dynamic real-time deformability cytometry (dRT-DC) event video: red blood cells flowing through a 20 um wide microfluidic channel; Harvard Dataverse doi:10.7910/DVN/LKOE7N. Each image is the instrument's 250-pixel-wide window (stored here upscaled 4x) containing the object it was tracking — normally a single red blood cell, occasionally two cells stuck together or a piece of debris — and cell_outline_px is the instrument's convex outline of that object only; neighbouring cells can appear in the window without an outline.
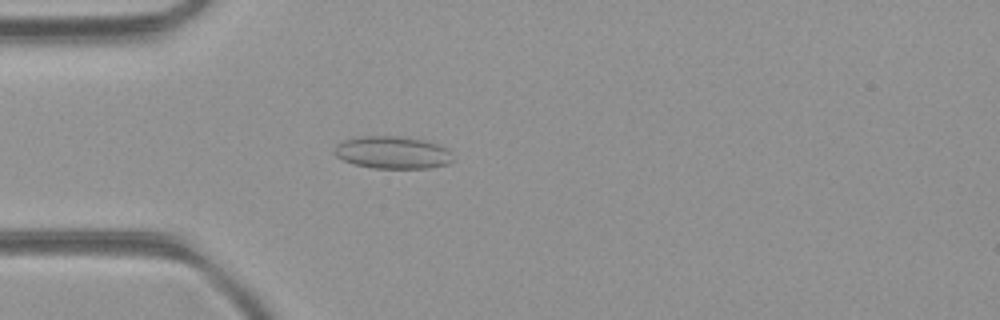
{"species": "common noctule bat (a hibernating species)", "species_latin": "Nyctalus noctula", "temperature_condition": "room temperature", "stored_images_in_passage": 52, "camera_frame_rate_fps": 3000, "um_per_image_px": 0.085, "animal": {"sex": "female", "body_mass_g": 21.9}, "frame": {"image": 1, "passage_image": 14, "time_ms": 4.333, "image_size_px": [1000, 320], "cell_outline_px": [[456, 160], [448, 164], [428, 168], [372, 168], [352, 164], [336, 156], [332, 152], [332, 148], [336, 144], [344, 140], [360, 136], [396, 136], [424, 140], [436, 144], [444, 148]], "centroid_in_image_um": [33.31, 12.97], "position_along_channel_um": 51.7, "area_um2": 22.48}}
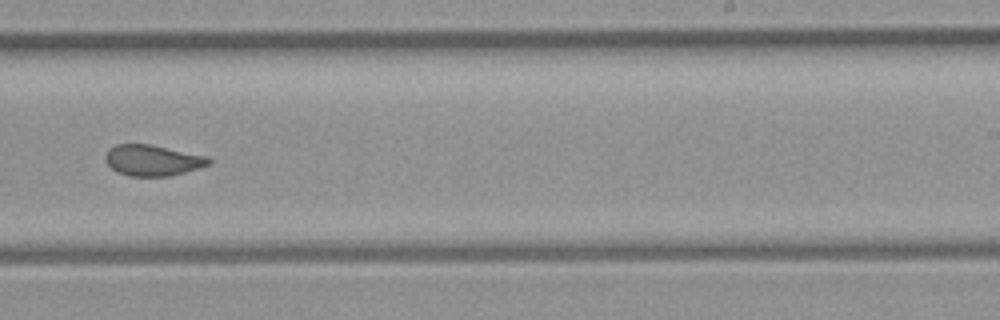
{"frame": {"image": 2, "passage_image": 32, "time_ms": 10.333, "image_size_px": [1000, 320], "cell_outline_px": [[212, 164], [200, 168], [168, 176], [128, 176], [116, 172], [104, 160], [104, 156], [108, 148], [116, 144], [152, 144], [208, 156], [212, 160]], "centroid_in_image_um": [12.98, 13.62], "position_along_channel_um": 276.0, "area_um2": 18.96}}
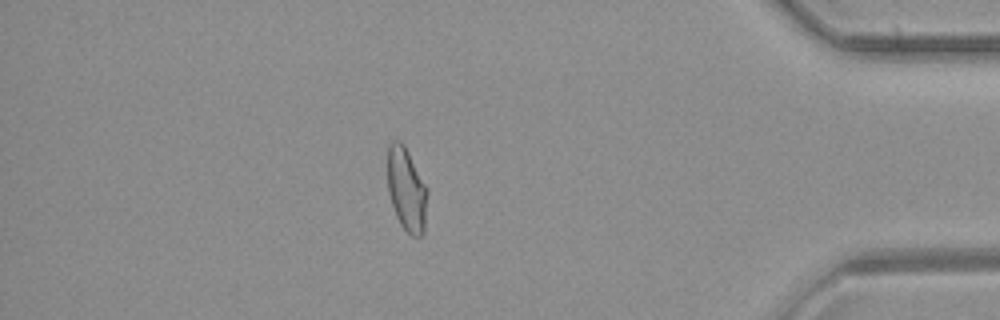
{"frame": {"image": 3, "passage_image": 45, "time_ms": 14.667, "image_size_px": [1000, 320], "cell_outline_px": [[428, 192], [424, 232], [420, 236], [412, 236], [400, 224], [396, 216], [388, 192], [388, 144], [392, 140], [400, 140], [404, 144], [428, 188]], "centroid_in_image_um": [34.57, 16.09], "position_along_channel_um": 400.6, "area_um2": 19.54}, "authors_computed_cell_mechanics": {"area_um2": 19.7387, "velocity_mm_per_s": 3.8794, "shape_relaxation_time_tau1_ms": null, "shape_relaxation_time_tau2_ms": 0.8122, "deformation_change_tau1": null, "deformation_change_tau2": 0.0507}}